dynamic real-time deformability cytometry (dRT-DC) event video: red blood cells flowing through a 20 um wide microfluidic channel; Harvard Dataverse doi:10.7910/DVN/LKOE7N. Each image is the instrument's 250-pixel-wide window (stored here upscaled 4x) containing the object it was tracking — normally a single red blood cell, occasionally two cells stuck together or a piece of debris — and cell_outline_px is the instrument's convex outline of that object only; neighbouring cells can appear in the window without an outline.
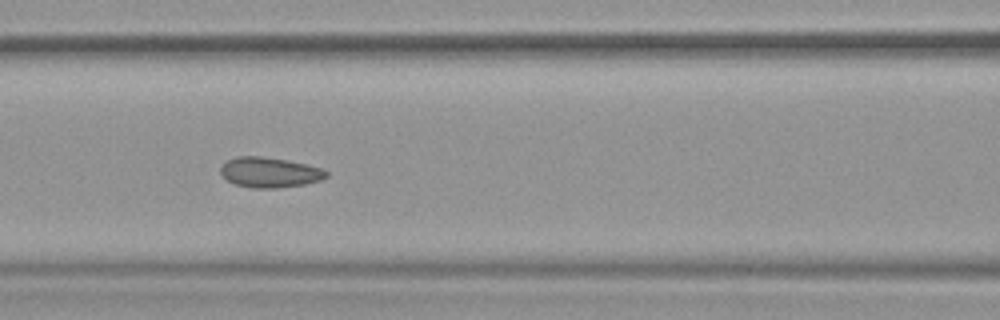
{"species": "common noctule bat (a hibernating species)", "species_latin": "Nyctalus noctula", "temperature_condition": "warm", "stored_images_in_passage": 54, "camera_frame_rate_fps": 3000, "um_per_image_px": 0.085, "animal": {"sex": "female", "body_mass_g": 19.9}, "frame": {"image": 1, "passage_image": 24, "time_ms": 7.667, "image_size_px": [1000, 320], "cell_outline_px": [[328, 176], [320, 180], [304, 184], [276, 188], [252, 188], [236, 184], [228, 180], [220, 172], [220, 168], [228, 160], [236, 156], [260, 156], [288, 160], [320, 168], [328, 172]], "centroid_in_image_um": [22.91, 14.65], "position_along_channel_um": 143.7, "area_um2": 18.38}, "authors_computed_cell_mechanics": {"area_um2": 19.2763, "velocity_mm_per_s": 3.8083, "shape_relaxation_time_tau1_ms": null, "shape_relaxation_time_tau2_ms": 1.3545, "deformation_change_tau1": null, "deformation_change_tau2": 0.0673}}